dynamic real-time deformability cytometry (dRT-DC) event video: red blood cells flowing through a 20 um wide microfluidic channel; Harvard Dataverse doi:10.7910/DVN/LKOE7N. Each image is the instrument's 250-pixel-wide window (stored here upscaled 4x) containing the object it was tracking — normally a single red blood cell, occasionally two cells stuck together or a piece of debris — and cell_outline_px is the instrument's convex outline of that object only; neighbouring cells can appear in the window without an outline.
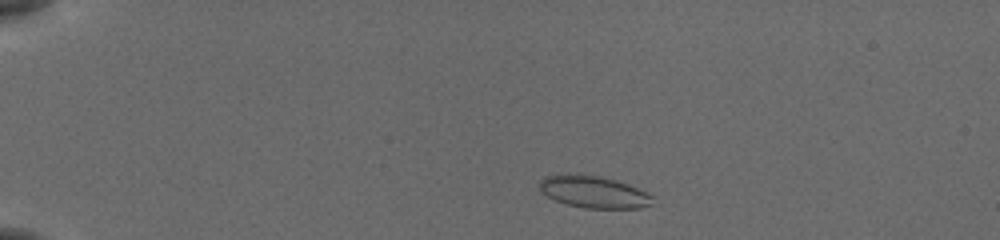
{"species": "common noctule bat (a hibernating species)", "species_latin": "Nyctalus noctula", "temperature_condition": "cold", "stored_images_in_passage": 47, "camera_frame_rate_fps": 3000, "um_per_image_px": 0.085, "animal": {"sex": "female", "body_mass_g": 19.5, "forearm_length_mm": 54.1}, "frame": {"image": 1, "passage_image": 4, "time_ms": 1.0, "image_size_px": [1000, 240], "cell_outline_px": [[652, 204], [640, 208], [584, 208], [568, 204], [556, 200], [540, 192], [540, 180], [544, 176], [568, 172], [580, 172], [616, 180], [628, 184], [652, 196]], "centroid_in_image_um": [50.4, 16.28], "position_along_channel_um": 34.6, "area_um2": 21.27}}
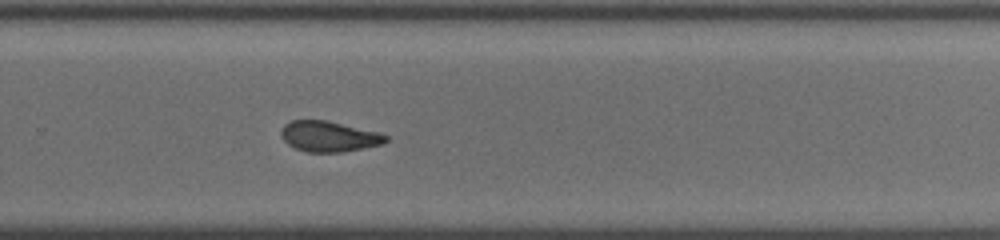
{"frame": {"image": 2, "passage_image": 31, "time_ms": 10.0, "image_size_px": [1000, 240], "cell_outline_px": [[388, 140], [384, 144], [340, 152], [308, 152], [296, 148], [288, 144], [280, 136], [280, 132], [284, 124], [292, 120], [328, 120], [380, 132], [388, 136]], "centroid_in_image_um": [27.97, 11.58], "position_along_channel_um": 301.8, "area_um2": 18.79}}
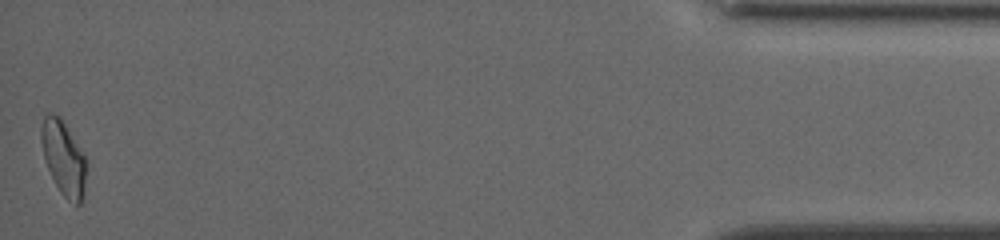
{"frame": {"image": 3, "passage_image": 47, "time_ms": 15.333, "image_size_px": [1000, 240], "cell_outline_px": [[84, 180], [80, 204], [76, 208], [60, 192], [48, 168], [44, 156], [40, 140], [40, 128], [44, 116], [48, 112], [52, 112], [60, 116], [84, 156]], "centroid_in_image_um": [5.34, 13.39], "position_along_channel_um": 429.9, "area_um2": 18.96}, "authors_computed_cell_mechanics": {"area_um2": 19.7098, "velocity_mm_per_s": 3.8242, "shape_relaxation_time_tau1_ms": 7.94, "shape_relaxation_time_tau2_ms": 3.0084, "deformation_change_tau1": 0.1523, "deformation_change_tau2": 0.0847}}